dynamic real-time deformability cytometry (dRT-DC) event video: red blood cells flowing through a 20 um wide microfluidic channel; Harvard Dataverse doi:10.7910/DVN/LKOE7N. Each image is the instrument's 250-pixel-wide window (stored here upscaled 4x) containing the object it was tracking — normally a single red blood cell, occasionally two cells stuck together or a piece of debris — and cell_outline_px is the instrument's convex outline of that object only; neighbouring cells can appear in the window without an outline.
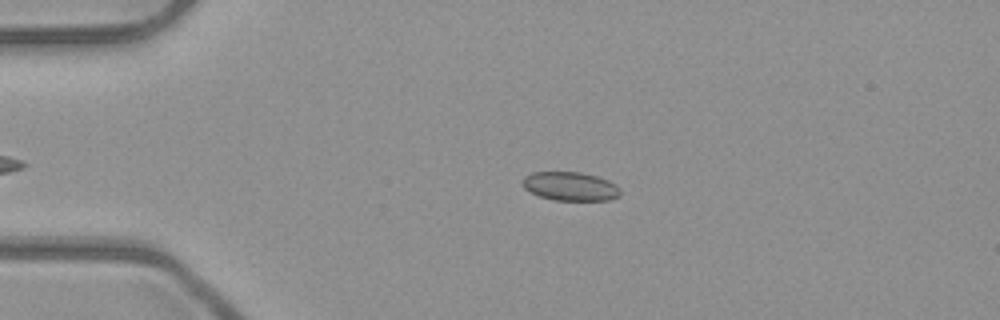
{"species": "common noctule bat (a hibernating species)", "species_latin": "Nyctalus noctula", "temperature_condition": "room temperature", "stored_images_in_passage": 43, "camera_frame_rate_fps": 3000, "um_per_image_px": 0.085, "animal": {"sex": "male", "body_mass_g": 23.1, "forearm_length_mm": 52.7}, "frame": {"image": 1, "passage_image": 9, "time_ms": 2.667, "image_size_px": [1000, 320], "cell_outline_px": [[620, 196], [608, 200], [552, 200], [540, 196], [524, 188], [520, 184], [524, 176], [532, 172], [580, 172], [596, 176], [608, 180], [616, 184], [620, 188]], "centroid_in_image_um": [48.46, 15.83], "position_along_channel_um": 36.5, "area_um2": 16.47}}
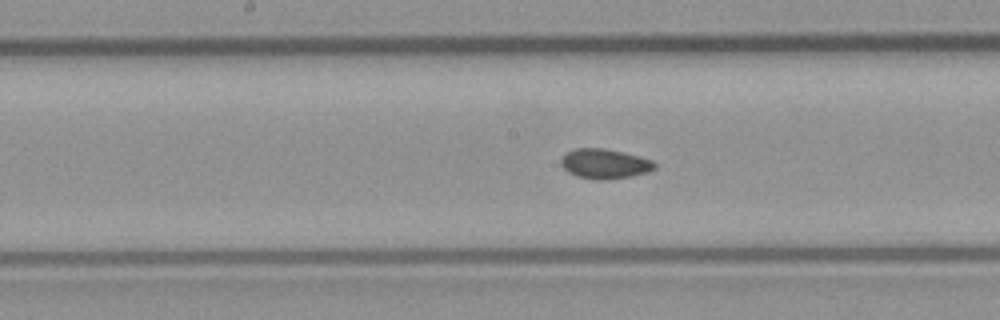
{"frame": {"image": 2, "passage_image": 24, "time_ms": 7.667, "image_size_px": [1000, 320], "cell_outline_px": [[656, 168], [648, 172], [632, 176], [608, 180], [596, 180], [576, 176], [568, 172], [560, 164], [560, 160], [568, 152], [576, 148], [604, 148], [624, 152], [640, 156], [652, 160], [656, 164]], "centroid_in_image_um": [51.42, 13.93], "position_along_channel_um": 196.8, "area_um2": 16.42}}
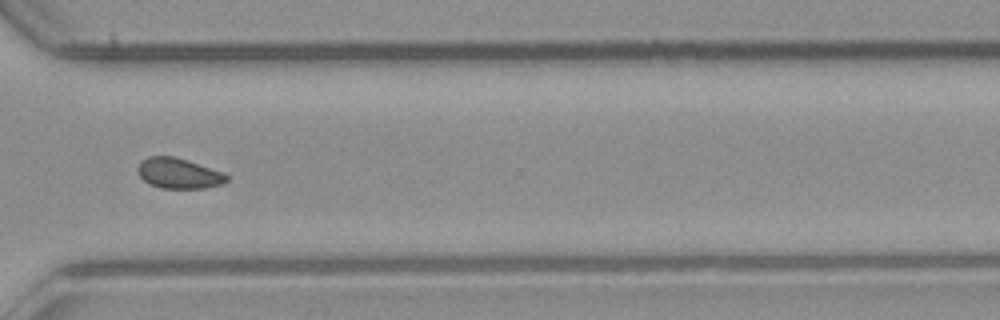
{"frame": {"image": 3, "passage_image": 36, "time_ms": 11.667, "image_size_px": [1000, 320], "cell_outline_px": [[228, 180], [220, 184], [204, 188], [160, 188], [148, 184], [136, 172], [136, 168], [140, 160], [148, 156], [172, 156], [224, 172], [228, 176]], "centroid_in_image_um": [15.13, 14.73], "position_along_channel_um": 355.5, "area_um2": 15.78}, "authors_computed_cell_mechanics": {"area_um2": 16.3574, "velocity_mm_per_s": 3.9685, "shape_relaxation_time_tau1_ms": null, "shape_relaxation_time_tau2_ms": 4.1612, "deformation_change_tau1": null, "deformation_change_tau2": 0.0592}}